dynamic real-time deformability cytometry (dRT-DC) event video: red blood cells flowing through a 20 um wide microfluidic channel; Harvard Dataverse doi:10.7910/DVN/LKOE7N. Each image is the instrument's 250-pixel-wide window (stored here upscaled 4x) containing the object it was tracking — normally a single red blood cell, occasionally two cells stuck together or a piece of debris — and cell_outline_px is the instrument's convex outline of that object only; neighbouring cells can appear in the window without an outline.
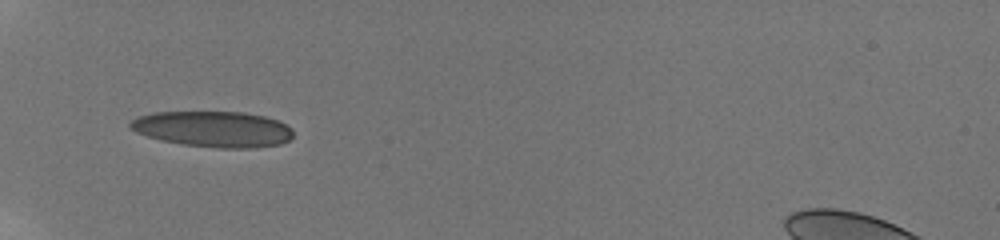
{"species": "human", "species_latin": "Homo sapiens", "temperature_condition": "room temperature", "stored_images_in_passage": 33, "camera_frame_rate_fps": 3000, "um_per_image_px": 0.085, "donor": {"sex": "male"}, "frame": {"image": 1, "passage_image": 1, "time_ms": 0.0, "image_size_px": [1000, 240], "cell_outline_px": [[292, 136], [288, 140], [280, 144], [252, 148], [216, 148], [184, 144], [160, 140], [136, 132], [128, 124], [136, 116], [152, 112], [244, 112], [264, 116], [276, 120], [284, 124], [292, 132]], "centroid_in_image_um": [18.08, 10.97], "position_along_channel_um": 66.9, "area_um2": 33.87}}
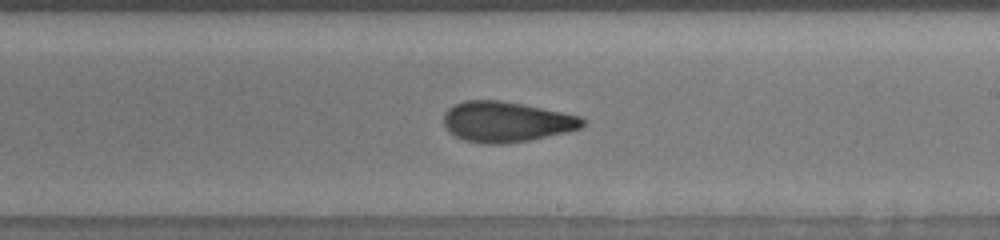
{"frame": {"image": 2, "passage_image": 14, "time_ms": 5.0, "image_size_px": [1000, 240], "cell_outline_px": [[588, 120], [580, 128], [568, 132], [528, 140], [504, 144], [480, 144], [464, 140], [448, 132], [444, 128], [444, 112], [448, 108], [464, 100], [500, 100], [524, 104], [580, 116]], "centroid_in_image_um": [43.02, 10.35], "position_along_channel_um": 246.0, "area_um2": 33.0}}
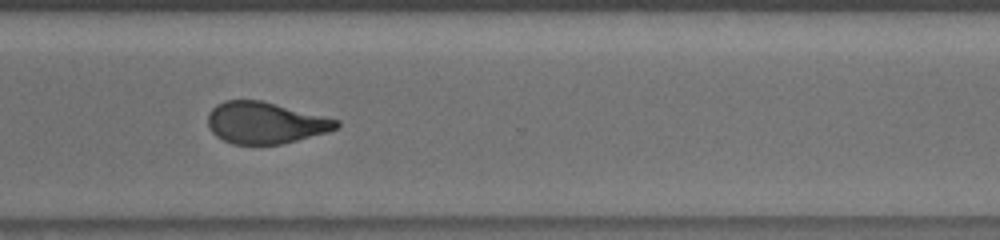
{"frame": {"image": 3, "passage_image": 24, "time_ms": 7.667, "image_size_px": [1000, 240], "cell_outline_px": [[340, 124], [336, 128], [328, 132], [280, 144], [232, 144], [216, 136], [212, 132], [208, 124], [208, 112], [216, 104], [224, 100], [260, 100], [340, 120]], "centroid_in_image_um": [22.52, 10.43], "position_along_channel_um": 348.1, "area_um2": 30.98}, "authors_computed_cell_mechanics": {"area_um2": 32.2524, "velocity_mm_per_s": 3.8387, "shape_relaxation_time_tau1_ms": 7.0952, "shape_relaxation_time_tau2_ms": 1.7264, "deformation_change_tau1": 0.1822, "deformation_change_tau2": 0.0947}}